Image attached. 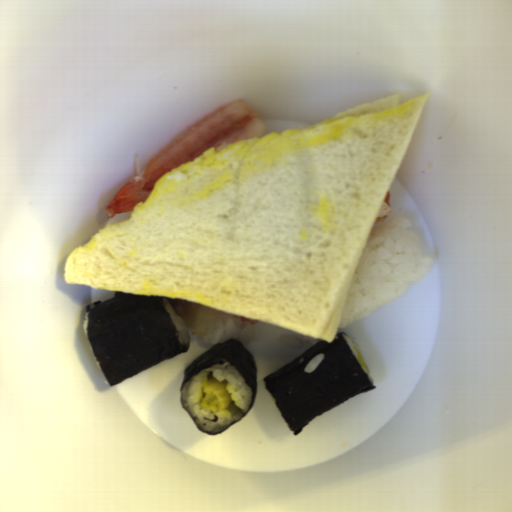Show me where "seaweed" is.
Returning a JSON list of instances; mask_svg holds the SVG:
<instances>
[{
    "label": "seaweed",
    "instance_id": "45ffbabd",
    "mask_svg": "<svg viewBox=\"0 0 512 512\" xmlns=\"http://www.w3.org/2000/svg\"><path fill=\"white\" fill-rule=\"evenodd\" d=\"M344 333H335L331 342L320 340L263 378L266 391L295 436L322 413L359 393L376 389ZM320 353L325 357L318 368L304 372L306 364Z\"/></svg>",
    "mask_w": 512,
    "mask_h": 512
},
{
    "label": "seaweed",
    "instance_id": "1faa68ee",
    "mask_svg": "<svg viewBox=\"0 0 512 512\" xmlns=\"http://www.w3.org/2000/svg\"><path fill=\"white\" fill-rule=\"evenodd\" d=\"M86 338L109 386L188 352L162 296L116 292L86 304Z\"/></svg>",
    "mask_w": 512,
    "mask_h": 512
},
{
    "label": "seaweed",
    "instance_id": "7513b1e5",
    "mask_svg": "<svg viewBox=\"0 0 512 512\" xmlns=\"http://www.w3.org/2000/svg\"><path fill=\"white\" fill-rule=\"evenodd\" d=\"M226 361L231 363L237 371L244 377L248 385L252 390V402L251 407L248 411L252 409L257 395V386H258V374H257V365L252 353L238 340H227L224 343L215 344L202 354H200L195 360H193L189 365H187L183 371V376L179 388V396L181 403V389L183 385L189 380L191 376L199 372L200 370L208 367L209 365L219 362ZM182 405V404H181ZM183 406V405H182ZM184 408V407H183ZM185 409V408H184ZM186 410V409H185ZM187 412V410H186ZM188 413V412H187ZM247 413V414H248ZM247 414L239 418L232 425L224 429L223 431L217 434L211 435H220L236 423H238L243 417ZM196 427L201 430L204 434H210L200 428L191 415L188 413Z\"/></svg>",
    "mask_w": 512,
    "mask_h": 512
}]
</instances>
